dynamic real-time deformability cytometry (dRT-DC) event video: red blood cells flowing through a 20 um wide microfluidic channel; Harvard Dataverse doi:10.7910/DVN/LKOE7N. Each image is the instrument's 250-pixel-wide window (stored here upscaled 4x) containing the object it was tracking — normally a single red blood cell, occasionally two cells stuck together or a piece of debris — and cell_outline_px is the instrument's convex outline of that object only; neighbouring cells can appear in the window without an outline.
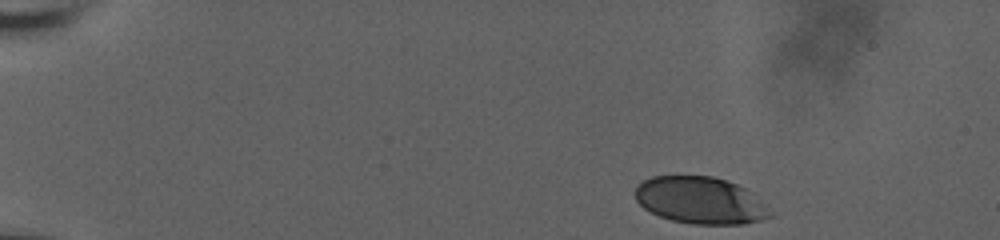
{"species": "human", "species_latin": "Homo sapiens", "temperature_condition": "room temperature", "stored_images_in_passage": 43, "camera_frame_rate_fps": 3000, "um_per_image_px": 0.085, "donor": {"sex": "male"}, "frame": {"image": 1, "passage_image": 1, "time_ms": 0.0, "image_size_px": [1000, 240], "cell_outline_px": [[776, 216], [764, 220], [744, 224], [692, 224], [672, 220], [660, 216], [644, 208], [636, 200], [636, 188], [644, 180], [652, 176], [712, 176], [728, 180], [744, 188], [764, 204]], "centroid_in_image_um": [59.56, 17.04], "position_along_channel_um": 25.4, "area_um2": 36.82}}
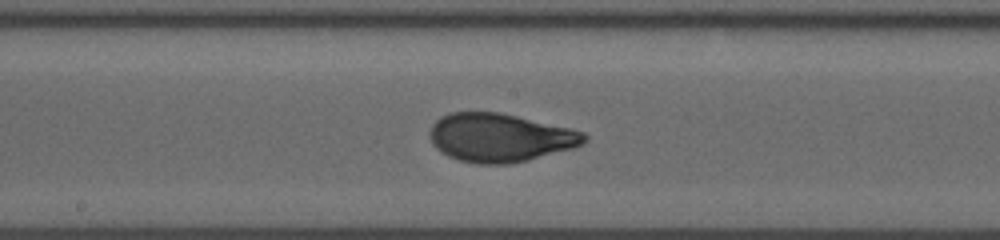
{"frame": {"image": 2, "passage_image": 25, "time_ms": 8.0, "image_size_px": [1000, 240], "cell_outline_px": [[588, 140], [584, 144], [572, 148], [528, 160], [508, 164], [476, 164], [460, 160], [448, 156], [440, 152], [432, 144], [428, 136], [428, 132], [432, 124], [440, 116], [448, 112], [500, 112], [572, 128], [584, 132], [588, 136]], "centroid_in_image_um": [42.48, 11.69], "position_along_channel_um": 205.7, "area_um2": 44.1}}
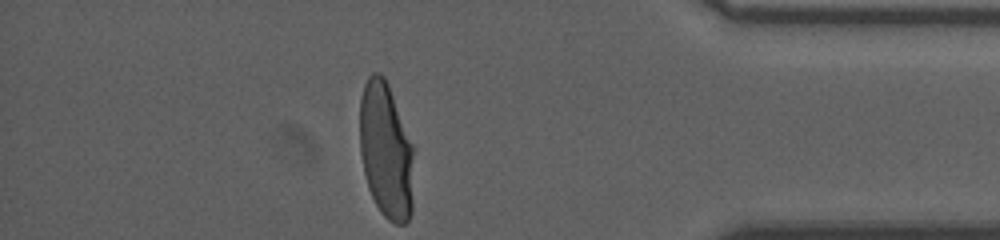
{"frame": {"image": 3, "passage_image": 43, "time_ms": 14.0, "image_size_px": [1000, 240], "cell_outline_px": [[412, 212], [408, 220], [404, 224], [396, 224], [388, 220], [380, 212], [368, 188], [364, 172], [360, 152], [360, 96], [364, 84], [368, 76], [372, 72], [380, 72], [384, 76], [388, 84], [412, 144]], "centroid_in_image_um": [32.78, 12.8], "position_along_channel_um": 402.4, "area_um2": 42.71}, "authors_computed_cell_mechanics": {"area_um2": 42.772, "velocity_mm_per_s": 3.7347, "shape_relaxation_time_tau1_ms": 4.5679, "shape_relaxation_time_tau2_ms": null, "deformation_change_tau1": 0.2093, "deformation_change_tau2": null}}